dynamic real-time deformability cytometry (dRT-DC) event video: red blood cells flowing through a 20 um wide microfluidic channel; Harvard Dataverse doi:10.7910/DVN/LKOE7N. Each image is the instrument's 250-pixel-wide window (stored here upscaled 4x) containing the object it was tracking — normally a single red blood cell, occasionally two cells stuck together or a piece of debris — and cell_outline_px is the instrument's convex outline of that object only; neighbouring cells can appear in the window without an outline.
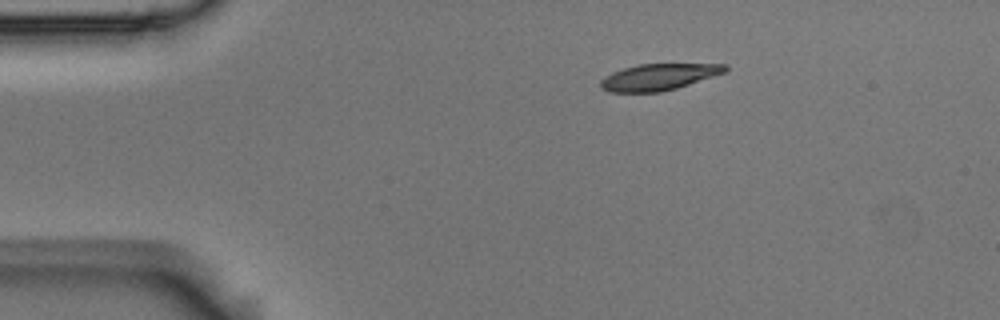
{"species": "Egyptian fruit bat (a non-hibernating species)", "species_latin": "Rousettus aegyptiacus", "temperature_condition": "room temperature", "stored_images_in_passage": 4, "camera_frame_rate_fps": 3000, "um_per_image_px": 0.085, "animal": {"sex": "male"}, "frame": {"image": 1, "passage_image": 1, "time_ms": 0.0, "image_size_px": [1000, 320], "cell_outline_px": [[728, 68], [724, 72], [676, 88], [660, 92], [608, 92], [600, 88], [600, 80], [604, 76], [612, 72], [636, 64], [728, 64]], "centroid_in_image_um": [55.92, 6.54], "position_along_channel_um": 29.1, "area_um2": 19.07}}
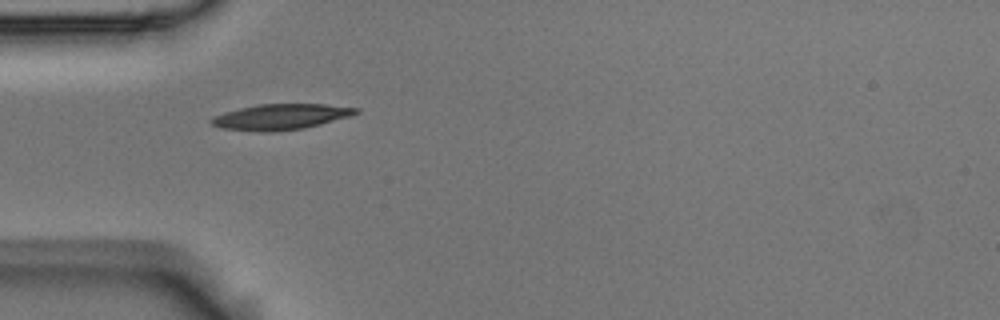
{"frame": {"image": 2, "passage_image": 3, "time_ms": 0.667, "image_size_px": [1000, 320], "cell_outline_px": [[360, 112], [352, 116], [304, 128], [272, 132], [260, 132], [224, 128], [212, 124], [208, 120], [212, 116], [224, 112], [240, 108], [260, 104], [324, 104], [360, 108]], "centroid_in_image_um": [23.88, 9.93], "position_along_channel_um": 61.1, "area_um2": 21.68}}
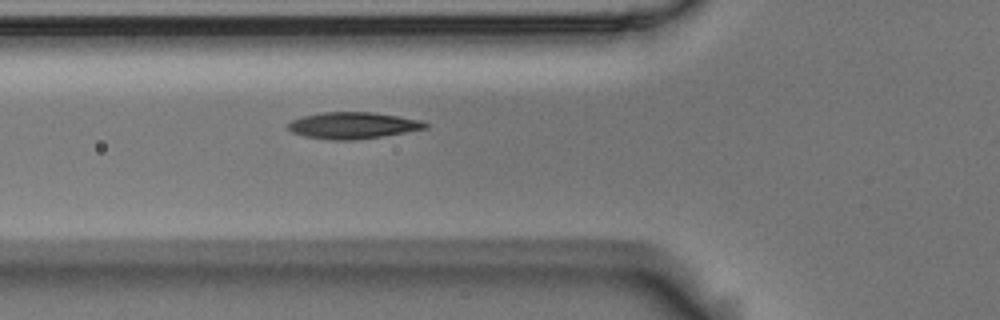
{"frame": {"image": 3, "passage_image": 4, "time_ms": 1.0, "image_size_px": [1000, 320], "cell_outline_px": [[428, 128], [380, 136], [352, 140], [328, 140], [304, 136], [292, 132], [288, 128], [288, 124], [292, 120], [304, 116], [320, 112], [372, 112], [420, 120], [428, 124]], "centroid_in_image_um": [29.96, 10.66], "position_along_channel_um": 95.8, "area_um2": 20.98}}